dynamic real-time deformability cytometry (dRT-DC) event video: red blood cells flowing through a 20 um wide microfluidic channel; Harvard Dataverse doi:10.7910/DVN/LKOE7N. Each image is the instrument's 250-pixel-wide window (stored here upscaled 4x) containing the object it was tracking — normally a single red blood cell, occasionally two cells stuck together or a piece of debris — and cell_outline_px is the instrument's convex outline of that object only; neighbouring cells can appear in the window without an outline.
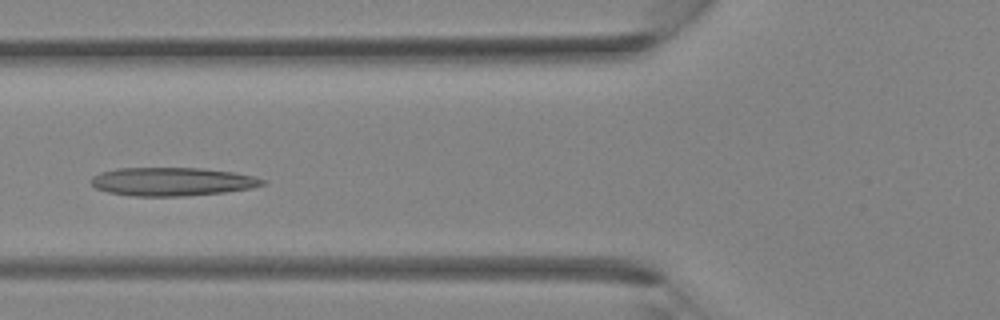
{"species": "Egyptian fruit bat (a non-hibernating species)", "species_latin": "Rousettus aegyptiacus", "temperature_condition": "room temperature", "stored_images_in_passage": 34, "camera_frame_rate_fps": 3000, "um_per_image_px": 0.085, "animal": {"sex": "female"}, "frame": {"image": 1, "passage_image": 12, "time_ms": 3.667, "image_size_px": [1000, 320], "cell_outline_px": [[268, 180], [264, 184], [252, 188], [224, 192], [184, 196], [132, 196], [108, 192], [96, 188], [88, 180], [92, 176], [100, 172], [116, 168], [200, 168], [232, 172], [256, 176]], "centroid_in_image_um": [14.62, 15.43], "position_along_channel_um": 111.2, "area_um2": 28.55}}
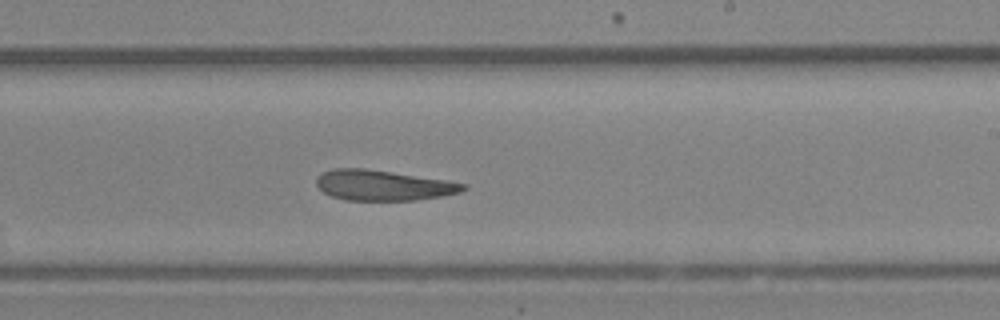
{"frame": {"image": 2, "passage_image": 20, "time_ms": 6.333, "image_size_px": [1000, 320], "cell_outline_px": [[468, 188], [460, 192], [440, 196], [416, 200], [344, 200], [332, 196], [324, 192], [316, 184], [316, 176], [320, 172], [336, 168], [364, 168], [444, 180], [468, 184]], "centroid_in_image_um": [32.53, 15.75], "position_along_channel_um": 256.5, "area_um2": 25.84}}
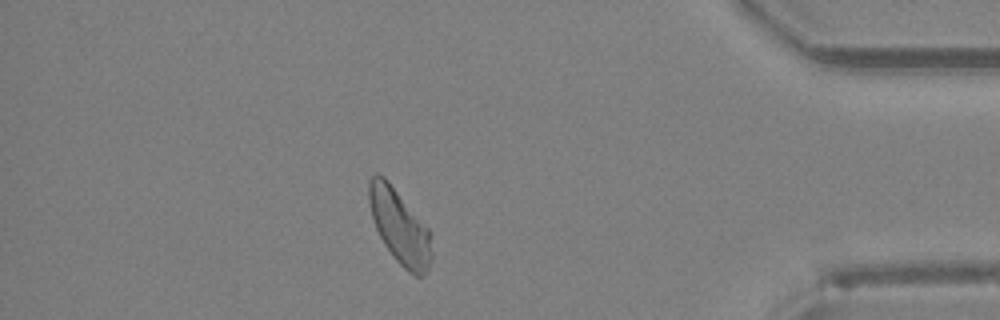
{"frame": {"image": 3, "passage_image": 30, "time_ms": 9.667, "image_size_px": [1000, 320], "cell_outline_px": [[432, 260], [428, 272], [424, 276], [416, 276], [408, 272], [396, 260], [384, 244], [376, 228], [368, 204], [368, 180], [376, 172], [384, 176], [388, 180], [432, 232]], "centroid_in_image_um": [33.99, 19.27], "position_along_channel_um": 401.2, "area_um2": 27.57}}